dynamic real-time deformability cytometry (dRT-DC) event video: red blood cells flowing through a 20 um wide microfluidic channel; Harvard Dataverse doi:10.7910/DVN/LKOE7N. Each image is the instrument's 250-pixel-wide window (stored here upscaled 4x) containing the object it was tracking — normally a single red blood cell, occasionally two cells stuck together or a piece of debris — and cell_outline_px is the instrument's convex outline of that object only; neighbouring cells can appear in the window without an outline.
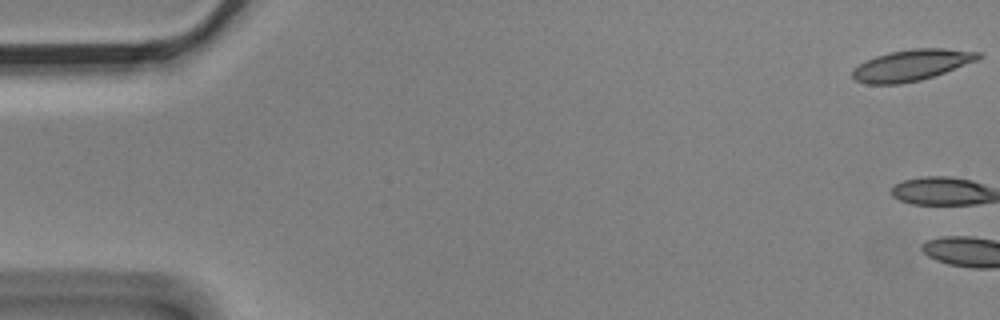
{"species": "Egyptian fruit bat (a non-hibernating species)", "species_latin": "Rousettus aegyptiacus", "temperature_condition": "cold", "stored_images_in_passage": 2, "camera_frame_rate_fps": 3000, "um_per_image_px": 0.085, "animal": {"sex": "male"}, "frame": {"image": 1, "passage_image": 1, "time_ms": 0.0, "image_size_px": [1000, 320], "cell_outline_px": [[984, 56], [976, 60], [944, 72], [920, 80], [900, 84], [868, 84], [856, 80], [852, 76], [852, 72], [860, 64], [876, 56], [888, 52], [912, 48], [944, 48], [980, 52]], "centroid_in_image_um": [77.49, 5.52], "position_along_channel_um": 7.5, "area_um2": 22.54}}